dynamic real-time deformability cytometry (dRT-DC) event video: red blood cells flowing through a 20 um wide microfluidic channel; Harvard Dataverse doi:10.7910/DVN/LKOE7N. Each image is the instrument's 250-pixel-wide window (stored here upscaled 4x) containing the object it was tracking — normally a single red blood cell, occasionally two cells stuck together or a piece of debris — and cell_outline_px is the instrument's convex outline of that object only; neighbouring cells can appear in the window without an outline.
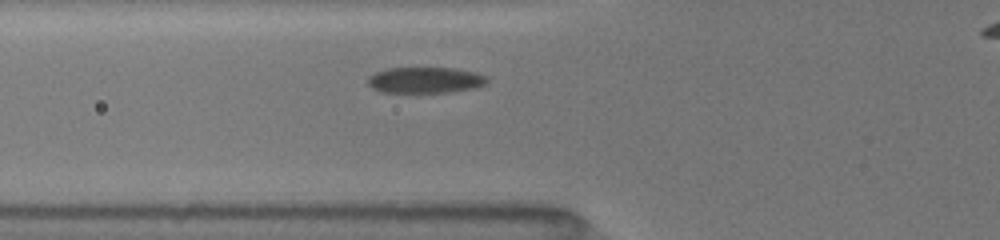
{"species": "common noctule bat (a hibernating species)", "species_latin": "Nyctalus noctula", "temperature_condition": "room temperature", "stored_images_in_passage": 32, "camera_frame_rate_fps": 3000, "um_per_image_px": 0.085, "animal": {"sex": "female", "body_mass_g": 19.5, "forearm_length_mm": 54.1}, "frame": {"image": 1, "passage_image": 2, "time_ms": 0.333, "image_size_px": [1000, 240], "cell_outline_px": [[488, 84], [476, 88], [448, 92], [380, 92], [372, 88], [368, 84], [368, 76], [376, 72], [388, 68], [456, 68], [476, 72], [488, 76]], "centroid_in_image_um": [36.19, 6.8], "position_along_channel_um": 89.6, "area_um2": 18.26}}
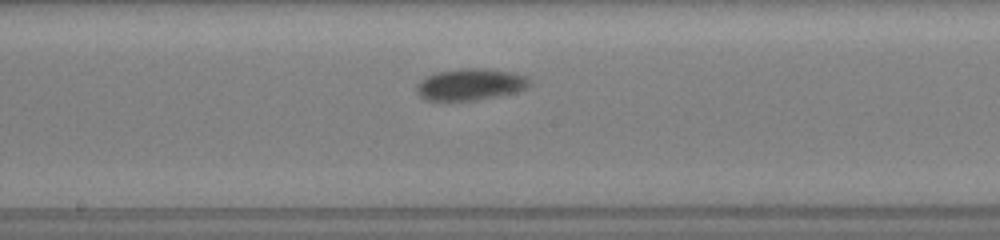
{"frame": {"image": 2, "passage_image": 15, "time_ms": 3.333, "image_size_px": [1000, 240], "cell_outline_px": [[528, 84], [524, 88], [512, 92], [476, 100], [424, 100], [416, 92], [416, 88], [420, 80], [436, 72], [460, 68], [484, 68], [512, 72], [524, 76], [528, 80]], "centroid_in_image_um": [39.89, 7.16], "position_along_channel_um": 208.3, "area_um2": 20.4}}
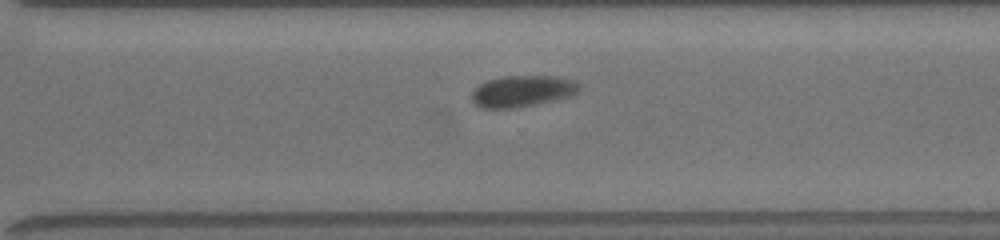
{"frame": {"image": 3, "passage_image": 28, "time_ms": 6.333, "image_size_px": [1000, 240], "cell_outline_px": [[580, 88], [576, 92], [568, 96], [536, 104], [516, 108], [480, 108], [472, 100], [472, 92], [480, 84], [488, 80], [504, 76], [560, 76], [576, 80], [580, 84]], "centroid_in_image_um": [44.41, 7.74], "position_along_channel_um": 326.2, "area_um2": 19.59}}